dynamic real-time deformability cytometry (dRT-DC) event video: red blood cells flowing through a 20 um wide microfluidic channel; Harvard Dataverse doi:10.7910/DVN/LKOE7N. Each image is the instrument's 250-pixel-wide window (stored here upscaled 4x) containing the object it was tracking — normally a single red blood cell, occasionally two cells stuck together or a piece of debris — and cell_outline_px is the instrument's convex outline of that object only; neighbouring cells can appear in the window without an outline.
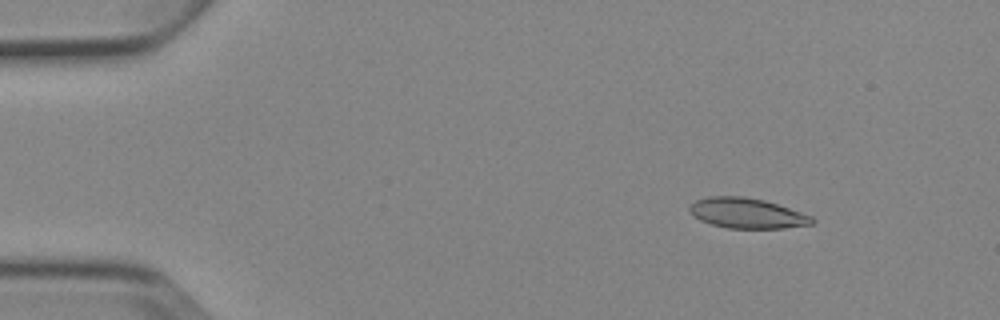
{"species": "Egyptian fruit bat (a non-hibernating species)", "species_latin": "Rousettus aegyptiacus", "temperature_condition": "cold", "stored_images_in_passage": 9, "camera_frame_rate_fps": 3000, "um_per_image_px": 0.085, "animal": {"sex": "female"}, "frame": {"image": 1, "passage_image": 2, "time_ms": 1.0, "image_size_px": [1000, 320], "cell_outline_px": [[816, 220], [812, 224], [784, 228], [728, 228], [712, 224], [700, 220], [688, 208], [696, 200], [708, 196], [744, 196], [764, 200], [812, 216]], "centroid_in_image_um": [63.51, 18.12], "position_along_channel_um": 21.5, "area_um2": 21.33}}
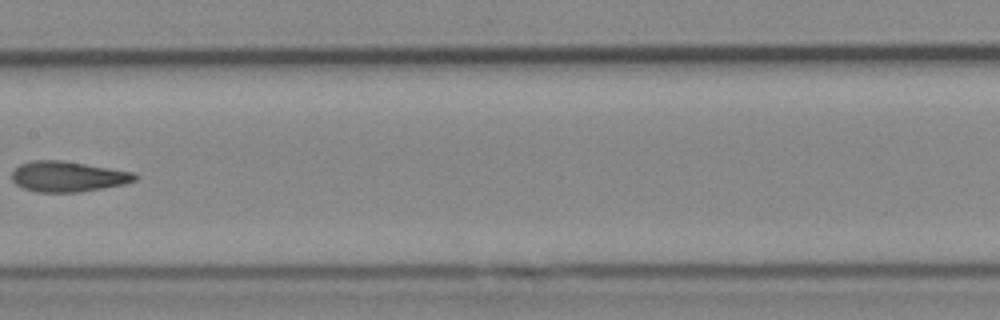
{"frame": {"image": 2, "passage_image": 7, "time_ms": 8.0, "image_size_px": [1000, 320], "cell_outline_px": [[140, 176], [136, 180], [124, 184], [104, 188], [80, 192], [36, 192], [24, 188], [16, 184], [12, 180], [12, 172], [20, 164], [32, 160], [60, 160], [136, 172]], "centroid_in_image_um": [5.8, 15.0], "position_along_channel_um": 201.6, "area_um2": 21.96}}
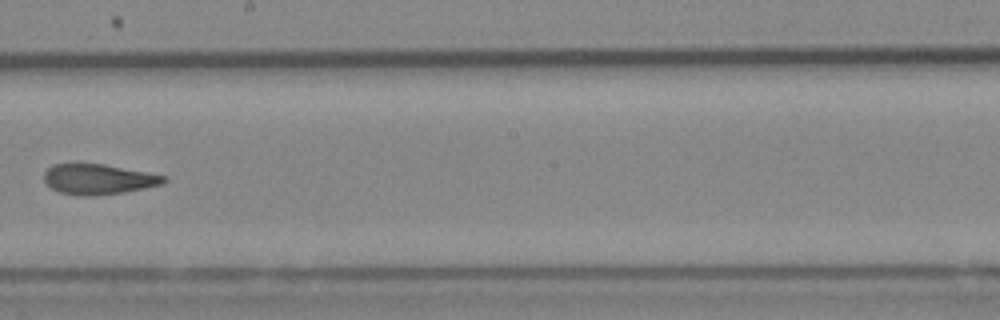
{"frame": {"image": 3, "passage_image": 8, "time_ms": 9.0, "image_size_px": [1000, 320], "cell_outline_px": [[168, 180], [160, 184], [144, 188], [96, 196], [76, 196], [60, 192], [52, 188], [44, 180], [44, 172], [52, 164], [76, 160], [104, 164], [148, 172], [168, 176]], "centroid_in_image_um": [8.3, 15.18], "position_along_channel_um": 239.9, "area_um2": 21.85}}